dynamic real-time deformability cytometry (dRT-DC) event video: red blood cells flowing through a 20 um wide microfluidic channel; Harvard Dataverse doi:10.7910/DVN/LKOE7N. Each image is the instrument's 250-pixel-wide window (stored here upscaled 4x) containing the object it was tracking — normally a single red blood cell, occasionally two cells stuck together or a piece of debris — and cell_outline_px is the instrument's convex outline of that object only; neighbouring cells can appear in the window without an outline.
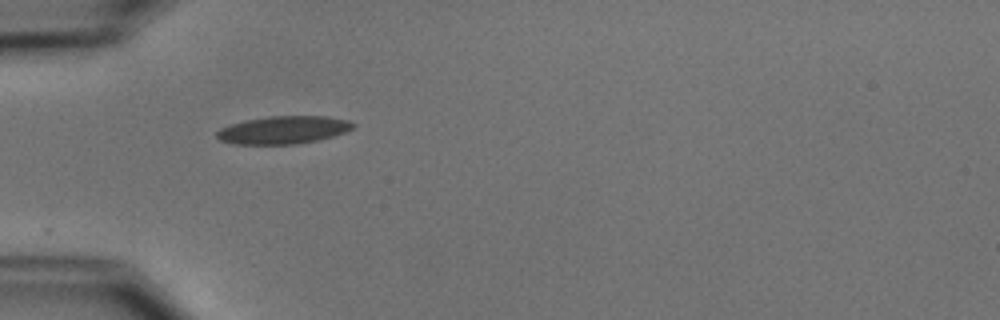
{"species": "common noctule bat (a hibernating species)", "species_latin": "Nyctalus noctula", "temperature_condition": "cold", "stored_images_in_passage": 5, "camera_frame_rate_fps": 3000, "um_per_image_px": 0.085, "animal": {"sex": "male", "body_mass_g": 15.6}, "frame": {"image": 1, "passage_image": 1, "time_ms": 0.0, "image_size_px": [1000, 320], "cell_outline_px": [[356, 124], [352, 128], [344, 132], [320, 140], [296, 144], [236, 144], [220, 140], [216, 136], [216, 132], [220, 128], [244, 120], [268, 116], [324, 116], [348, 120]], "centroid_in_image_um": [24.08, 11.04], "position_along_channel_um": 60.9, "area_um2": 22.02}}